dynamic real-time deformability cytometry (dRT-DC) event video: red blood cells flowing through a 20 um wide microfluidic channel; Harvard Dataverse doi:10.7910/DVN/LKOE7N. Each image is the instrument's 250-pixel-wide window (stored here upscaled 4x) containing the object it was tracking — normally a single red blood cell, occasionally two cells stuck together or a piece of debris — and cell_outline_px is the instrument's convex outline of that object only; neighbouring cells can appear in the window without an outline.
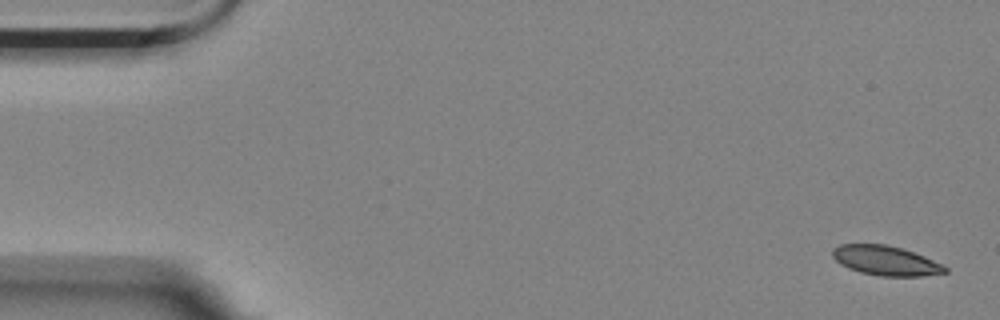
{"species": "Egyptian fruit bat (a non-hibernating species)", "species_latin": "Rousettus aegyptiacus", "temperature_condition": "room temperature", "stored_images_in_passage": 11, "camera_frame_rate_fps": 3000, "um_per_image_px": 0.085, "animal": {"sex": "female"}, "frame": {"image": 1, "passage_image": 1, "time_ms": 0.0, "image_size_px": [1000, 320], "cell_outline_px": [[948, 272], [924, 276], [880, 276], [860, 272], [848, 268], [840, 264], [832, 256], [832, 248], [840, 244], [884, 244], [900, 248], [924, 256], [948, 268]], "centroid_in_image_um": [75.25, 22.15], "position_along_channel_um": 9.7, "area_um2": 19.31}}
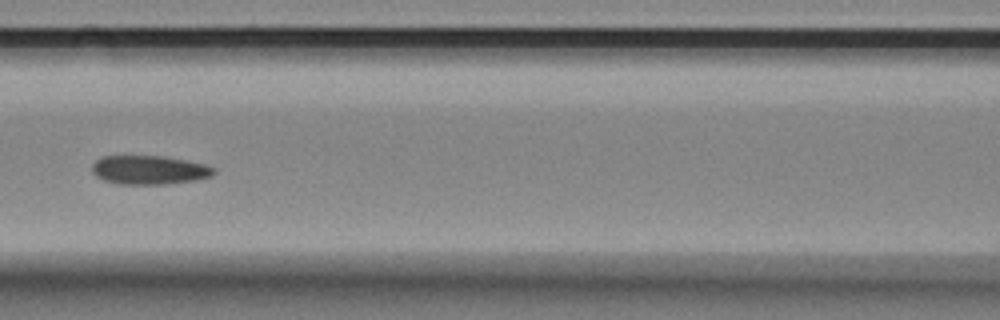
{"frame": {"image": 2, "passage_image": 7, "time_ms": 2.0, "image_size_px": [1000, 320], "cell_outline_px": [[216, 172], [212, 176], [196, 180], [164, 184], [120, 184], [104, 180], [96, 176], [92, 172], [92, 164], [100, 156], [164, 156], [204, 164], [216, 168]], "centroid_in_image_um": [12.68, 14.44], "position_along_channel_um": 153.9, "area_um2": 20.52}}
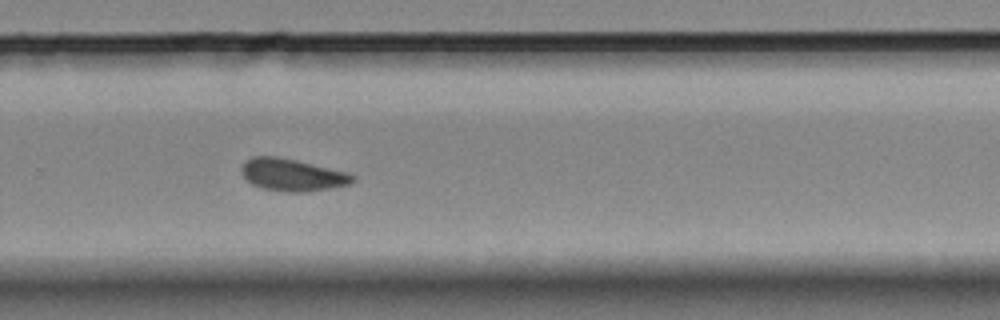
{"frame": {"image": 3, "passage_image": 11, "time_ms": 3.333, "image_size_px": [1000, 320], "cell_outline_px": [[356, 180], [348, 184], [308, 192], [284, 192], [260, 188], [252, 184], [240, 172], [240, 168], [244, 160], [252, 156], [276, 156], [296, 160], [348, 172], [356, 176]], "centroid_in_image_um": [24.81, 14.86], "position_along_channel_um": 305.0, "area_um2": 21.1}}